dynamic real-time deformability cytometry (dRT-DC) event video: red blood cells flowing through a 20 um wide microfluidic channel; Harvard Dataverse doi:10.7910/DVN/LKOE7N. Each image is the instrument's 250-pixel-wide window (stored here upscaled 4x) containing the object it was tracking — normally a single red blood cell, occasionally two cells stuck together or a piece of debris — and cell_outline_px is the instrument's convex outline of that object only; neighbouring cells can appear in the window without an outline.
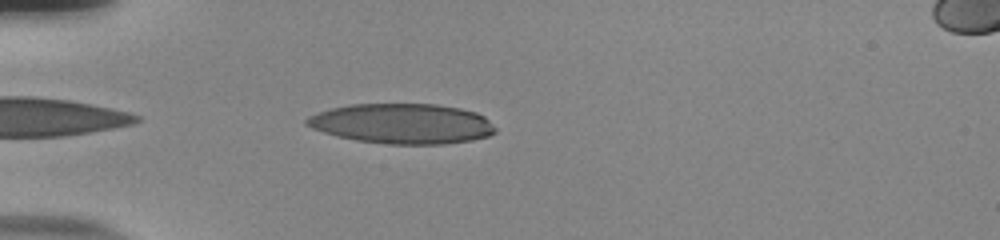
{"species": "human", "species_latin": "Homo sapiens", "temperature_condition": "room temperature", "stored_images_in_passage": 36, "camera_frame_rate_fps": 3000, "um_per_image_px": 0.085, "donor": {"sex": "male"}, "frame": {"image": 1, "passage_image": 2, "time_ms": 0.333, "image_size_px": [1000, 240], "cell_outline_px": [[496, 132], [488, 136], [472, 140], [440, 144], [392, 144], [360, 140], [340, 136], [324, 132], [312, 128], [304, 124], [304, 120], [308, 116], [332, 108], [352, 104], [436, 104], [460, 108], [476, 112], [484, 116], [496, 128]], "centroid_in_image_um": [34.22, 10.5], "position_along_channel_um": 50.8, "area_um2": 43.75}}
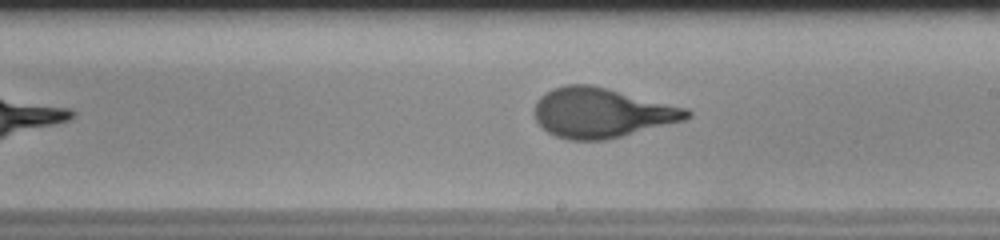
{"frame": {"image": 2, "passage_image": 18, "time_ms": 5.667, "image_size_px": [1000, 240], "cell_outline_px": [[692, 116], [684, 120], [604, 140], [568, 140], [556, 136], [548, 132], [536, 120], [536, 104], [540, 96], [552, 88], [564, 84], [592, 84], [688, 108], [692, 112]], "centroid_in_image_um": [51.15, 9.57], "position_along_channel_um": 237.9, "area_um2": 43.93}}
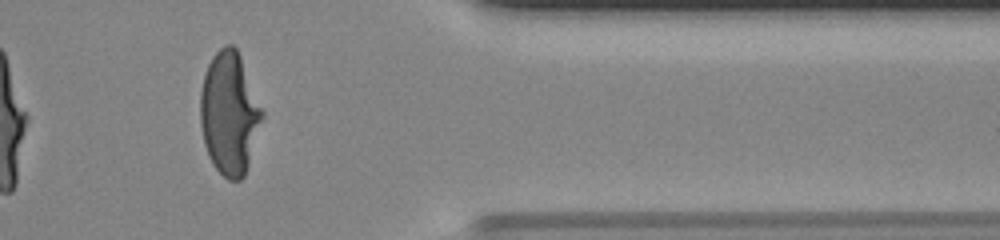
{"frame": {"image": 3, "passage_image": 31, "time_ms": 10.0, "image_size_px": [1000, 240], "cell_outline_px": [[264, 116], [244, 176], [240, 180], [228, 180], [216, 168], [208, 156], [204, 144], [200, 124], [200, 92], [204, 76], [208, 64], [212, 56], [224, 44], [232, 44], [236, 48], [240, 56], [264, 112]], "centroid_in_image_um": [19.49, 9.62], "position_along_channel_um": 391.9, "area_um2": 44.04}, "authors_computed_cell_mechanics": {"area_um2": 43.2922, "velocity_mm_per_s": 3.8812, "shape_relaxation_time_tau1_ms": 6.8218, "shape_relaxation_time_tau2_ms": null, "deformation_change_tau1": 0.3021, "deformation_change_tau2": null}}